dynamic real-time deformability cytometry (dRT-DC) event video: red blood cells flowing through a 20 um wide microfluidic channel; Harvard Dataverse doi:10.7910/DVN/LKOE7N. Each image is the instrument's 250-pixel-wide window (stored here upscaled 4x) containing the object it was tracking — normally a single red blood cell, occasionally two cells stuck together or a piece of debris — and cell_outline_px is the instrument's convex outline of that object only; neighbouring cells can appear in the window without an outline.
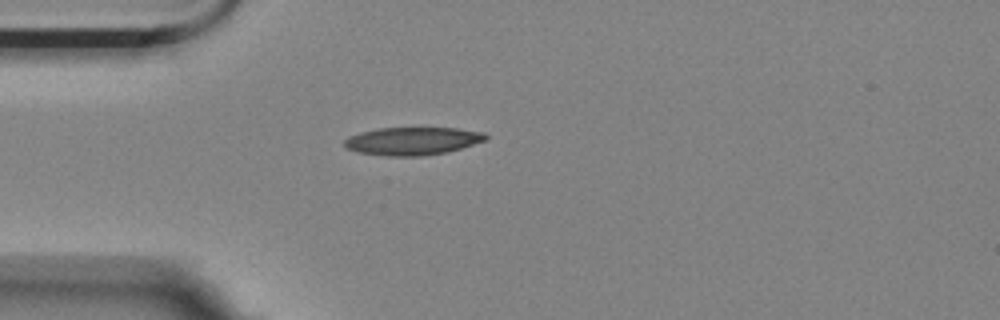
{"species": "Egyptian fruit bat (a non-hibernating species)", "species_latin": "Rousettus aegyptiacus", "temperature_condition": "room temperature", "stored_images_in_passage": 42, "camera_frame_rate_fps": 3000, "um_per_image_px": 0.085, "animal": {"sex": "female"}, "frame": {"image": 1, "passage_image": 1, "time_ms": 0.0, "image_size_px": [1000, 320], "cell_outline_px": [[488, 140], [448, 152], [420, 156], [388, 156], [360, 152], [344, 148], [344, 140], [348, 136], [360, 132], [376, 128], [456, 128], [484, 132], [488, 136]], "centroid_in_image_um": [35.07, 11.98], "position_along_channel_um": 49.9, "area_um2": 23.12}}
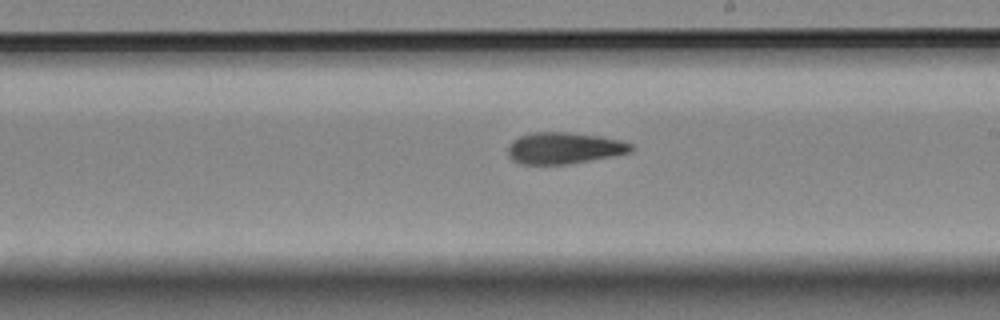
{"frame": {"image": 2, "passage_image": 18, "time_ms": 5.667, "image_size_px": [1000, 320], "cell_outline_px": [[636, 148], [632, 152], [616, 156], [568, 164], [520, 164], [512, 160], [508, 156], [508, 148], [512, 140], [520, 136], [532, 132], [568, 132], [600, 136], [620, 140], [636, 144]], "centroid_in_image_um": [48.01, 12.59], "position_along_channel_um": 241.0, "area_um2": 23.0}}
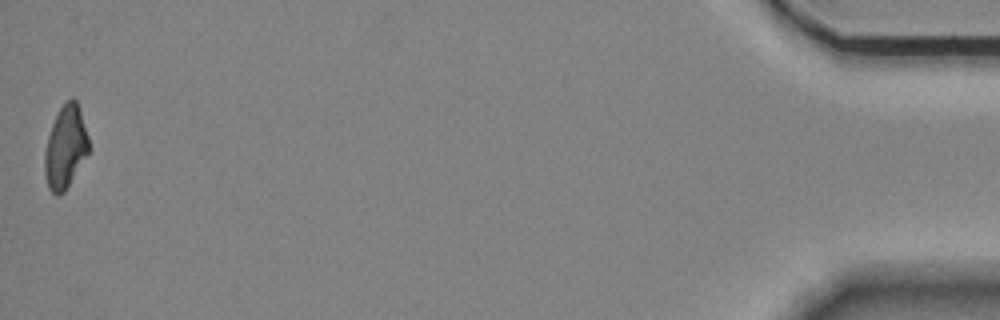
{"frame": {"image": 3, "passage_image": 42, "time_ms": 13.667, "image_size_px": [1000, 320], "cell_outline_px": [[88, 152], [64, 192], [60, 196], [56, 196], [48, 188], [44, 176], [44, 152], [48, 136], [52, 124], [60, 108], [72, 96], [76, 100], [88, 136]], "centroid_in_image_um": [5.53, 12.54], "position_along_channel_um": 429.7, "area_um2": 20.92}, "authors_computed_cell_mechanics": {"area_um2": 22.4553, "velocity_mm_per_s": 3.5275, "shape_relaxation_time_tau1_ms": null, "shape_relaxation_time_tau2_ms": 5.6143, "deformation_change_tau1": null, "deformation_change_tau2": 0.1378}}